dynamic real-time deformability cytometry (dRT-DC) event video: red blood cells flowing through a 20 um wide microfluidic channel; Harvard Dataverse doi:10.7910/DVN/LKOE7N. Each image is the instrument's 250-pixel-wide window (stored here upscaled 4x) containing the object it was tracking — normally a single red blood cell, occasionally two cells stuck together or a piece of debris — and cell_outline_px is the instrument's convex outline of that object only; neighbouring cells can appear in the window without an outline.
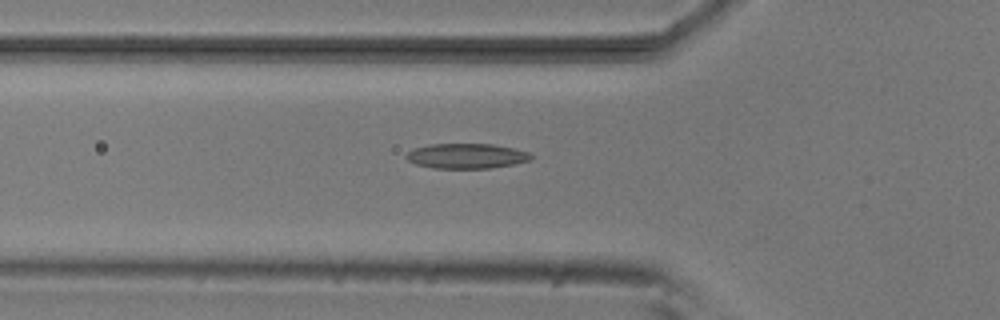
{"species": "common noctule bat (a hibernating species)", "species_latin": "Nyctalus noctula", "temperature_condition": "room temperature", "stored_images_in_passage": 36, "camera_frame_rate_fps": 3000, "um_per_image_px": 0.085, "animal": {"sex": "male", "body_mass_g": 20.5, "forearm_length_mm": 52.5}, "frame": {"image": 1, "passage_image": 2, "time_ms": 0.333, "image_size_px": [1000, 320], "cell_outline_px": [[532, 160], [492, 168], [432, 168], [416, 164], [408, 160], [404, 156], [412, 148], [428, 144], [492, 144], [512, 148], [528, 152], [532, 156]], "centroid_in_image_um": [39.61, 13.25], "position_along_channel_um": 86.2, "area_um2": 18.21}}
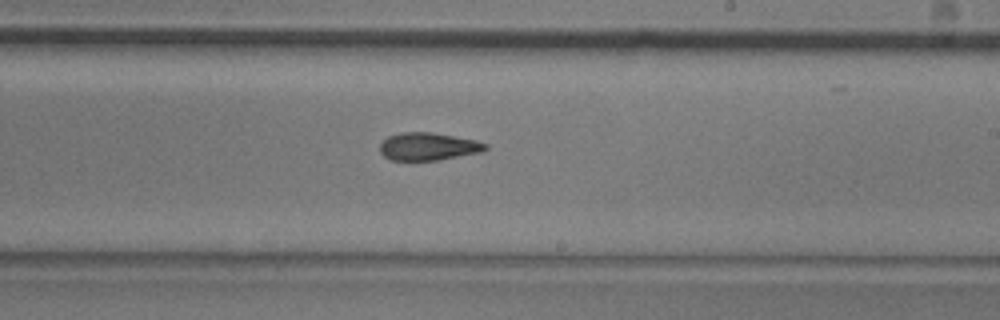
{"frame": {"image": 2, "passage_image": 15, "time_ms": 4.667, "image_size_px": [1000, 320], "cell_outline_px": [[488, 148], [484, 152], [440, 160], [392, 160], [384, 156], [380, 152], [380, 144], [388, 136], [400, 132], [432, 132], [476, 140], [488, 144]], "centroid_in_image_um": [36.44, 12.45], "position_along_channel_um": 252.6, "area_um2": 17.22}}
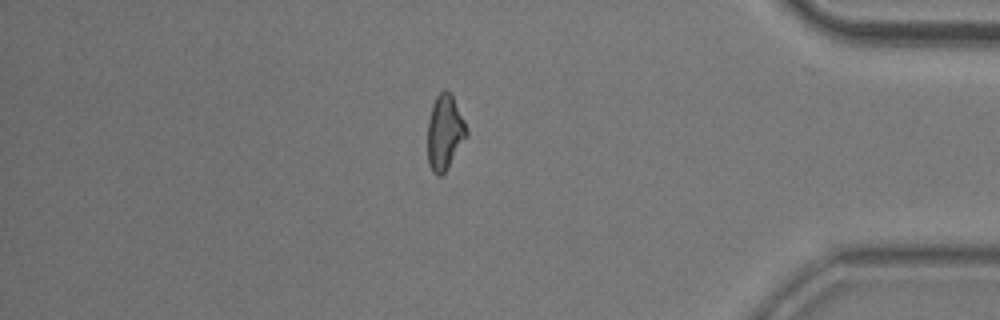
{"frame": {"image": 3, "passage_image": 29, "time_ms": 9.333, "image_size_px": [1000, 320], "cell_outline_px": [[468, 136], [448, 168], [440, 176], [436, 176], [432, 172], [428, 164], [428, 120], [432, 104], [436, 96], [444, 88], [452, 96], [468, 128]], "centroid_in_image_um": [37.81, 11.28], "position_along_channel_um": 397.4, "area_um2": 17.17}}